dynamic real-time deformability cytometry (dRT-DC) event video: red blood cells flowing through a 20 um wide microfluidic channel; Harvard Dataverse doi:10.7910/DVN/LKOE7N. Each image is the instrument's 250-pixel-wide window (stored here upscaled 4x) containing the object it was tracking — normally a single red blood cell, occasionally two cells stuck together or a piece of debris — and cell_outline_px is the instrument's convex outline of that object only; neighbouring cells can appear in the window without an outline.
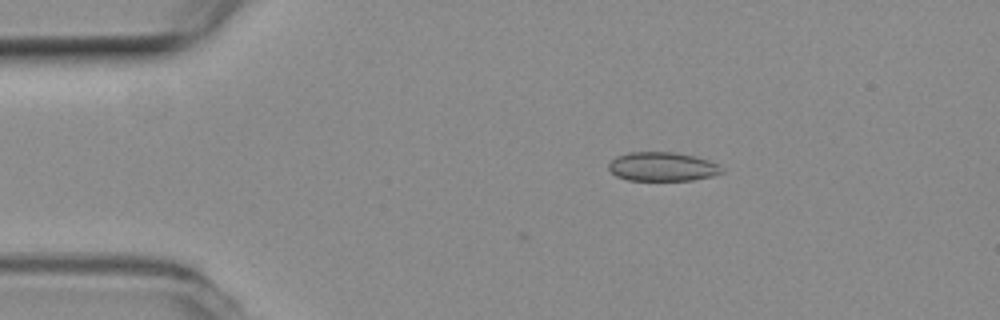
{"species": "common noctule bat (a hibernating species)", "species_latin": "Nyctalus noctula", "temperature_condition": "room temperature", "stored_images_in_passage": 11, "camera_frame_rate_fps": 3000, "um_per_image_px": 0.085, "animal": {"sex": "female", "body_mass_g": 19.3, "forearm_length_mm": 54.1}, "frame": {"image": 1, "passage_image": 2, "time_ms": 0.333, "image_size_px": [1000, 320], "cell_outline_px": [[724, 172], [712, 176], [692, 180], [628, 180], [616, 176], [608, 168], [608, 164], [616, 156], [632, 152], [672, 152], [692, 156], [708, 160], [720, 164], [724, 168]], "centroid_in_image_um": [56.32, 14.17], "position_along_channel_um": 28.7, "area_um2": 19.07}}
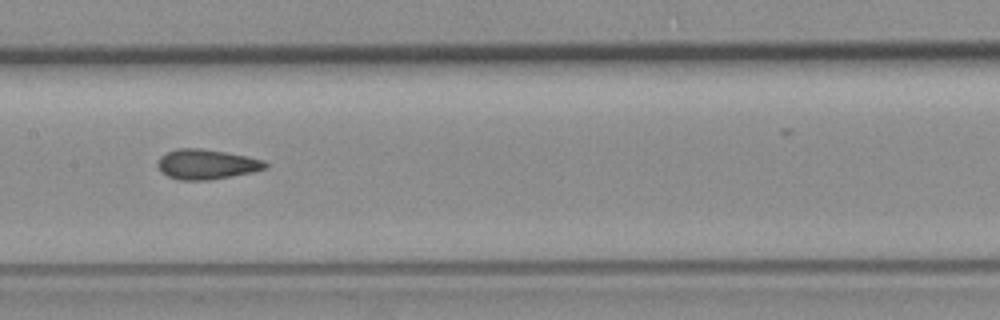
{"frame": {"image": 2, "passage_image": 7, "time_ms": 2.0, "image_size_px": [1000, 320], "cell_outline_px": [[268, 168], [252, 172], [232, 176], [208, 180], [180, 180], [168, 176], [160, 172], [156, 164], [160, 156], [176, 148], [200, 148], [248, 156], [264, 160], [268, 164]], "centroid_in_image_um": [17.55, 13.96], "position_along_channel_um": 189.9, "area_um2": 18.9}}
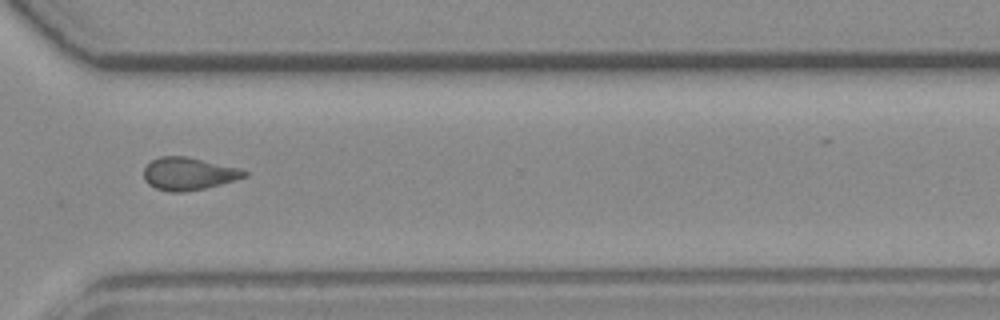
{"frame": {"image": 3, "passage_image": 11, "time_ms": 3.333, "image_size_px": [1000, 320], "cell_outline_px": [[248, 176], [236, 180], [204, 188], [184, 192], [168, 192], [156, 188], [148, 184], [144, 180], [144, 168], [152, 160], [160, 156], [188, 156], [240, 168], [248, 172]], "centroid_in_image_um": [16.03, 14.76], "position_along_channel_um": 354.6, "area_um2": 19.25}}